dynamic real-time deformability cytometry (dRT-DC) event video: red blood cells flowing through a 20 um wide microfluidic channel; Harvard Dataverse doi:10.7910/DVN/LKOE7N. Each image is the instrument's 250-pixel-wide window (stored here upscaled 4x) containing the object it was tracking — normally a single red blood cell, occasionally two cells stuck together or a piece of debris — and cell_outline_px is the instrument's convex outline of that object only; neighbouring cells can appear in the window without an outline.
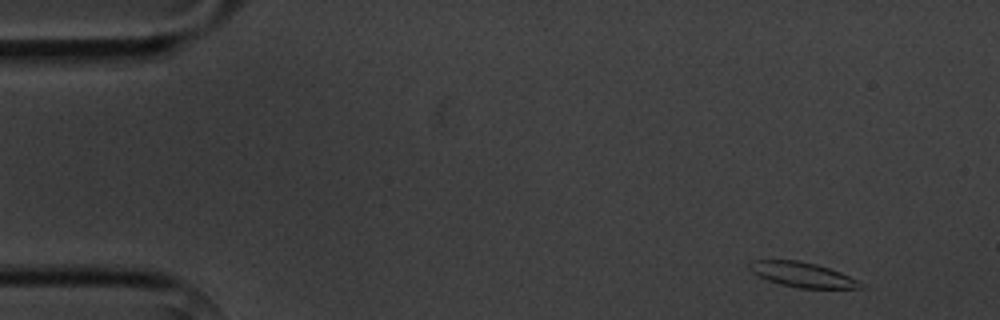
{"species": "common noctule bat (a hibernating species)", "species_latin": "Nyctalus noctula", "temperature_condition": "cold", "stored_images_in_passage": 4, "camera_frame_rate_fps": 3000, "um_per_image_px": 0.085, "animal": {"sex": "male", "body_mass_g": 20.1, "forearm_length_mm": 53.5}, "frame": {"image": 1, "passage_image": 1, "time_ms": 0.0, "image_size_px": [1000, 320], "cell_outline_px": [[860, 288], [800, 288], [780, 284], [768, 280], [752, 272], [748, 268], [748, 264], [752, 260], [796, 260], [816, 264], [840, 272], [856, 280], [860, 284]], "centroid_in_image_um": [68.12, 23.33], "position_along_channel_um": 16.9, "area_um2": 15.72}}